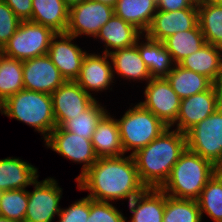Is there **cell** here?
I'll list each match as a JSON object with an SVG mask.
<instances>
[{
	"instance_id": "6da1fadb",
	"label": "cell",
	"mask_w": 222,
	"mask_h": 222,
	"mask_svg": "<svg viewBox=\"0 0 222 222\" xmlns=\"http://www.w3.org/2000/svg\"><path fill=\"white\" fill-rule=\"evenodd\" d=\"M76 182L78 190L89 192V198L105 202L125 199L130 202L146 188L129 154L98 158Z\"/></svg>"
},
{
	"instance_id": "4316f807",
	"label": "cell",
	"mask_w": 222,
	"mask_h": 222,
	"mask_svg": "<svg viewBox=\"0 0 222 222\" xmlns=\"http://www.w3.org/2000/svg\"><path fill=\"white\" fill-rule=\"evenodd\" d=\"M166 79L181 99L207 91L214 85L206 76L185 69L179 64L174 66Z\"/></svg>"
},
{
	"instance_id": "836d02e7",
	"label": "cell",
	"mask_w": 222,
	"mask_h": 222,
	"mask_svg": "<svg viewBox=\"0 0 222 222\" xmlns=\"http://www.w3.org/2000/svg\"><path fill=\"white\" fill-rule=\"evenodd\" d=\"M28 207V190L17 189L0 192V216L24 222Z\"/></svg>"
},
{
	"instance_id": "d4e9b609",
	"label": "cell",
	"mask_w": 222,
	"mask_h": 222,
	"mask_svg": "<svg viewBox=\"0 0 222 222\" xmlns=\"http://www.w3.org/2000/svg\"><path fill=\"white\" fill-rule=\"evenodd\" d=\"M69 7L64 0H32L29 21L51 28L55 33H66Z\"/></svg>"
},
{
	"instance_id": "ffe728a7",
	"label": "cell",
	"mask_w": 222,
	"mask_h": 222,
	"mask_svg": "<svg viewBox=\"0 0 222 222\" xmlns=\"http://www.w3.org/2000/svg\"><path fill=\"white\" fill-rule=\"evenodd\" d=\"M128 206L132 217L126 222H163L165 192L161 188H145Z\"/></svg>"
},
{
	"instance_id": "2e32d148",
	"label": "cell",
	"mask_w": 222,
	"mask_h": 222,
	"mask_svg": "<svg viewBox=\"0 0 222 222\" xmlns=\"http://www.w3.org/2000/svg\"><path fill=\"white\" fill-rule=\"evenodd\" d=\"M65 81L47 54L23 61L24 89L52 94Z\"/></svg>"
},
{
	"instance_id": "ac0fdd59",
	"label": "cell",
	"mask_w": 222,
	"mask_h": 222,
	"mask_svg": "<svg viewBox=\"0 0 222 222\" xmlns=\"http://www.w3.org/2000/svg\"><path fill=\"white\" fill-rule=\"evenodd\" d=\"M141 36L143 33L140 30L113 14L94 39L104 43V51L101 53L109 54L114 50L135 45Z\"/></svg>"
},
{
	"instance_id": "9a60e30c",
	"label": "cell",
	"mask_w": 222,
	"mask_h": 222,
	"mask_svg": "<svg viewBox=\"0 0 222 222\" xmlns=\"http://www.w3.org/2000/svg\"><path fill=\"white\" fill-rule=\"evenodd\" d=\"M197 24L198 6L195 2L187 9L170 12L157 10L144 35L150 39L163 42L173 34L193 29Z\"/></svg>"
},
{
	"instance_id": "5b68a950",
	"label": "cell",
	"mask_w": 222,
	"mask_h": 222,
	"mask_svg": "<svg viewBox=\"0 0 222 222\" xmlns=\"http://www.w3.org/2000/svg\"><path fill=\"white\" fill-rule=\"evenodd\" d=\"M124 153L135 154L147 146L168 128L152 112L143 108L139 103L116 119ZM132 151V152H131Z\"/></svg>"
},
{
	"instance_id": "e0dca14e",
	"label": "cell",
	"mask_w": 222,
	"mask_h": 222,
	"mask_svg": "<svg viewBox=\"0 0 222 222\" xmlns=\"http://www.w3.org/2000/svg\"><path fill=\"white\" fill-rule=\"evenodd\" d=\"M114 79L109 55L87 52L82 61L80 75L75 81L90 96H93L94 91L98 93L108 90L112 83H115Z\"/></svg>"
},
{
	"instance_id": "f6af8a7d",
	"label": "cell",
	"mask_w": 222,
	"mask_h": 222,
	"mask_svg": "<svg viewBox=\"0 0 222 222\" xmlns=\"http://www.w3.org/2000/svg\"><path fill=\"white\" fill-rule=\"evenodd\" d=\"M196 3H199L201 1H205V0H194Z\"/></svg>"
},
{
	"instance_id": "7c38bea8",
	"label": "cell",
	"mask_w": 222,
	"mask_h": 222,
	"mask_svg": "<svg viewBox=\"0 0 222 222\" xmlns=\"http://www.w3.org/2000/svg\"><path fill=\"white\" fill-rule=\"evenodd\" d=\"M145 84V99L139 104L171 127L177 119L181 98L166 78H152Z\"/></svg>"
},
{
	"instance_id": "8d00e7d4",
	"label": "cell",
	"mask_w": 222,
	"mask_h": 222,
	"mask_svg": "<svg viewBox=\"0 0 222 222\" xmlns=\"http://www.w3.org/2000/svg\"><path fill=\"white\" fill-rule=\"evenodd\" d=\"M90 214V198L83 197L68 208H61L58 222H86Z\"/></svg>"
},
{
	"instance_id": "603a6c76",
	"label": "cell",
	"mask_w": 222,
	"mask_h": 222,
	"mask_svg": "<svg viewBox=\"0 0 222 222\" xmlns=\"http://www.w3.org/2000/svg\"><path fill=\"white\" fill-rule=\"evenodd\" d=\"M140 39L136 46L151 78H166L176 65L171 54L161 41L150 39L144 34Z\"/></svg>"
},
{
	"instance_id": "277c9868",
	"label": "cell",
	"mask_w": 222,
	"mask_h": 222,
	"mask_svg": "<svg viewBox=\"0 0 222 222\" xmlns=\"http://www.w3.org/2000/svg\"><path fill=\"white\" fill-rule=\"evenodd\" d=\"M0 113L35 128L44 140L56 127L51 94L22 89L0 105Z\"/></svg>"
},
{
	"instance_id": "b9f144b4",
	"label": "cell",
	"mask_w": 222,
	"mask_h": 222,
	"mask_svg": "<svg viewBox=\"0 0 222 222\" xmlns=\"http://www.w3.org/2000/svg\"><path fill=\"white\" fill-rule=\"evenodd\" d=\"M0 222H19V221L8 219L6 217L0 216Z\"/></svg>"
},
{
	"instance_id": "9c48e42d",
	"label": "cell",
	"mask_w": 222,
	"mask_h": 222,
	"mask_svg": "<svg viewBox=\"0 0 222 222\" xmlns=\"http://www.w3.org/2000/svg\"><path fill=\"white\" fill-rule=\"evenodd\" d=\"M222 105V85L214 84L209 90L181 99L179 112L171 128L186 133L214 113Z\"/></svg>"
},
{
	"instance_id": "30bf717a",
	"label": "cell",
	"mask_w": 222,
	"mask_h": 222,
	"mask_svg": "<svg viewBox=\"0 0 222 222\" xmlns=\"http://www.w3.org/2000/svg\"><path fill=\"white\" fill-rule=\"evenodd\" d=\"M33 191H28V207L24 222H53L55 215H59L63 189L57 180L48 177L42 181L38 178L32 183Z\"/></svg>"
},
{
	"instance_id": "7402d4cb",
	"label": "cell",
	"mask_w": 222,
	"mask_h": 222,
	"mask_svg": "<svg viewBox=\"0 0 222 222\" xmlns=\"http://www.w3.org/2000/svg\"><path fill=\"white\" fill-rule=\"evenodd\" d=\"M39 178L38 169L16 157L0 159V192L26 189Z\"/></svg>"
},
{
	"instance_id": "4dcf8cb0",
	"label": "cell",
	"mask_w": 222,
	"mask_h": 222,
	"mask_svg": "<svg viewBox=\"0 0 222 222\" xmlns=\"http://www.w3.org/2000/svg\"><path fill=\"white\" fill-rule=\"evenodd\" d=\"M201 217L205 213L214 222H222V174L216 173L209 179L197 199Z\"/></svg>"
},
{
	"instance_id": "4fadbf2b",
	"label": "cell",
	"mask_w": 222,
	"mask_h": 222,
	"mask_svg": "<svg viewBox=\"0 0 222 222\" xmlns=\"http://www.w3.org/2000/svg\"><path fill=\"white\" fill-rule=\"evenodd\" d=\"M51 98L56 127L84 112L97 100L73 80L65 81L51 94Z\"/></svg>"
},
{
	"instance_id": "52a82bcc",
	"label": "cell",
	"mask_w": 222,
	"mask_h": 222,
	"mask_svg": "<svg viewBox=\"0 0 222 222\" xmlns=\"http://www.w3.org/2000/svg\"><path fill=\"white\" fill-rule=\"evenodd\" d=\"M185 135L190 151L218 167L222 162V105Z\"/></svg>"
},
{
	"instance_id": "ee69618b",
	"label": "cell",
	"mask_w": 222,
	"mask_h": 222,
	"mask_svg": "<svg viewBox=\"0 0 222 222\" xmlns=\"http://www.w3.org/2000/svg\"><path fill=\"white\" fill-rule=\"evenodd\" d=\"M211 1H213V2H215V3H217V4L222 5V0H211Z\"/></svg>"
},
{
	"instance_id": "3957f363",
	"label": "cell",
	"mask_w": 222,
	"mask_h": 222,
	"mask_svg": "<svg viewBox=\"0 0 222 222\" xmlns=\"http://www.w3.org/2000/svg\"><path fill=\"white\" fill-rule=\"evenodd\" d=\"M216 171L211 161L186 148L161 189L173 198L197 200Z\"/></svg>"
},
{
	"instance_id": "484cf974",
	"label": "cell",
	"mask_w": 222,
	"mask_h": 222,
	"mask_svg": "<svg viewBox=\"0 0 222 222\" xmlns=\"http://www.w3.org/2000/svg\"><path fill=\"white\" fill-rule=\"evenodd\" d=\"M157 12L156 0H117L114 14L133 25L143 34Z\"/></svg>"
},
{
	"instance_id": "44dd1931",
	"label": "cell",
	"mask_w": 222,
	"mask_h": 222,
	"mask_svg": "<svg viewBox=\"0 0 222 222\" xmlns=\"http://www.w3.org/2000/svg\"><path fill=\"white\" fill-rule=\"evenodd\" d=\"M112 64L113 76L124 78L123 80L145 81L151 80V76L143 59L141 58L138 47L135 45L112 51L108 54Z\"/></svg>"
},
{
	"instance_id": "f35d334b",
	"label": "cell",
	"mask_w": 222,
	"mask_h": 222,
	"mask_svg": "<svg viewBox=\"0 0 222 222\" xmlns=\"http://www.w3.org/2000/svg\"><path fill=\"white\" fill-rule=\"evenodd\" d=\"M194 3V0H158L157 10L170 12L174 10L187 9Z\"/></svg>"
},
{
	"instance_id": "8fae6325",
	"label": "cell",
	"mask_w": 222,
	"mask_h": 222,
	"mask_svg": "<svg viewBox=\"0 0 222 222\" xmlns=\"http://www.w3.org/2000/svg\"><path fill=\"white\" fill-rule=\"evenodd\" d=\"M114 14V8L86 0L69 8L66 33L74 37L90 36L95 38L99 30Z\"/></svg>"
},
{
	"instance_id": "e575fe53",
	"label": "cell",
	"mask_w": 222,
	"mask_h": 222,
	"mask_svg": "<svg viewBox=\"0 0 222 222\" xmlns=\"http://www.w3.org/2000/svg\"><path fill=\"white\" fill-rule=\"evenodd\" d=\"M127 217L111 202L90 198V214L86 222H126Z\"/></svg>"
},
{
	"instance_id": "ab89813d",
	"label": "cell",
	"mask_w": 222,
	"mask_h": 222,
	"mask_svg": "<svg viewBox=\"0 0 222 222\" xmlns=\"http://www.w3.org/2000/svg\"><path fill=\"white\" fill-rule=\"evenodd\" d=\"M91 1H95V2H100L102 4H106L109 5L111 7H115L117 0H91Z\"/></svg>"
},
{
	"instance_id": "1f68e13d",
	"label": "cell",
	"mask_w": 222,
	"mask_h": 222,
	"mask_svg": "<svg viewBox=\"0 0 222 222\" xmlns=\"http://www.w3.org/2000/svg\"><path fill=\"white\" fill-rule=\"evenodd\" d=\"M101 105L99 100H96L84 112L72 117V119H68L61 128L65 131L80 135L81 137L83 136L84 138L92 139L98 123L108 113L106 107Z\"/></svg>"
},
{
	"instance_id": "8992f818",
	"label": "cell",
	"mask_w": 222,
	"mask_h": 222,
	"mask_svg": "<svg viewBox=\"0 0 222 222\" xmlns=\"http://www.w3.org/2000/svg\"><path fill=\"white\" fill-rule=\"evenodd\" d=\"M55 34L51 28L41 24L20 21L15 34L3 47L2 54L20 61L46 55Z\"/></svg>"
},
{
	"instance_id": "ba28073f",
	"label": "cell",
	"mask_w": 222,
	"mask_h": 222,
	"mask_svg": "<svg viewBox=\"0 0 222 222\" xmlns=\"http://www.w3.org/2000/svg\"><path fill=\"white\" fill-rule=\"evenodd\" d=\"M44 142L48 149L50 148L65 159L73 163L83 164L81 173L75 180L90 169L98 159L91 139L65 131L61 127H55Z\"/></svg>"
},
{
	"instance_id": "7a4b0ae2",
	"label": "cell",
	"mask_w": 222,
	"mask_h": 222,
	"mask_svg": "<svg viewBox=\"0 0 222 222\" xmlns=\"http://www.w3.org/2000/svg\"><path fill=\"white\" fill-rule=\"evenodd\" d=\"M186 148V135L168 127L147 146L133 154L142 184L146 188H161Z\"/></svg>"
},
{
	"instance_id": "d6a6232c",
	"label": "cell",
	"mask_w": 222,
	"mask_h": 222,
	"mask_svg": "<svg viewBox=\"0 0 222 222\" xmlns=\"http://www.w3.org/2000/svg\"><path fill=\"white\" fill-rule=\"evenodd\" d=\"M197 200L177 199L165 193L163 222H202Z\"/></svg>"
},
{
	"instance_id": "60d3db41",
	"label": "cell",
	"mask_w": 222,
	"mask_h": 222,
	"mask_svg": "<svg viewBox=\"0 0 222 222\" xmlns=\"http://www.w3.org/2000/svg\"><path fill=\"white\" fill-rule=\"evenodd\" d=\"M86 0H64V3L70 8L75 4L82 3Z\"/></svg>"
},
{
	"instance_id": "d6986e66",
	"label": "cell",
	"mask_w": 222,
	"mask_h": 222,
	"mask_svg": "<svg viewBox=\"0 0 222 222\" xmlns=\"http://www.w3.org/2000/svg\"><path fill=\"white\" fill-rule=\"evenodd\" d=\"M179 65L222 85V48L204 44L198 51L184 58Z\"/></svg>"
},
{
	"instance_id": "f546056e",
	"label": "cell",
	"mask_w": 222,
	"mask_h": 222,
	"mask_svg": "<svg viewBox=\"0 0 222 222\" xmlns=\"http://www.w3.org/2000/svg\"><path fill=\"white\" fill-rule=\"evenodd\" d=\"M24 89L23 61L0 55V105Z\"/></svg>"
},
{
	"instance_id": "74e56055",
	"label": "cell",
	"mask_w": 222,
	"mask_h": 222,
	"mask_svg": "<svg viewBox=\"0 0 222 222\" xmlns=\"http://www.w3.org/2000/svg\"><path fill=\"white\" fill-rule=\"evenodd\" d=\"M21 20L27 21L32 16V0H3Z\"/></svg>"
},
{
	"instance_id": "d590c367",
	"label": "cell",
	"mask_w": 222,
	"mask_h": 222,
	"mask_svg": "<svg viewBox=\"0 0 222 222\" xmlns=\"http://www.w3.org/2000/svg\"><path fill=\"white\" fill-rule=\"evenodd\" d=\"M20 19L14 14L12 9L0 0V49L7 44L9 39L15 34L20 24Z\"/></svg>"
},
{
	"instance_id": "cb8c5ba5",
	"label": "cell",
	"mask_w": 222,
	"mask_h": 222,
	"mask_svg": "<svg viewBox=\"0 0 222 222\" xmlns=\"http://www.w3.org/2000/svg\"><path fill=\"white\" fill-rule=\"evenodd\" d=\"M113 117L108 112L98 123L93 133L91 141L98 158L125 155L119 127L115 117Z\"/></svg>"
},
{
	"instance_id": "5bb4252c",
	"label": "cell",
	"mask_w": 222,
	"mask_h": 222,
	"mask_svg": "<svg viewBox=\"0 0 222 222\" xmlns=\"http://www.w3.org/2000/svg\"><path fill=\"white\" fill-rule=\"evenodd\" d=\"M74 39L76 37L67 33H56L47 53L66 81H75L79 77L83 58L87 54L74 43Z\"/></svg>"
},
{
	"instance_id": "83f0119b",
	"label": "cell",
	"mask_w": 222,
	"mask_h": 222,
	"mask_svg": "<svg viewBox=\"0 0 222 222\" xmlns=\"http://www.w3.org/2000/svg\"><path fill=\"white\" fill-rule=\"evenodd\" d=\"M197 6L198 24L205 42L222 48V5L205 0Z\"/></svg>"
},
{
	"instance_id": "7bdbcfd3",
	"label": "cell",
	"mask_w": 222,
	"mask_h": 222,
	"mask_svg": "<svg viewBox=\"0 0 222 222\" xmlns=\"http://www.w3.org/2000/svg\"><path fill=\"white\" fill-rule=\"evenodd\" d=\"M217 171L222 174V162H221L220 165L217 167Z\"/></svg>"
},
{
	"instance_id": "f1b7e54d",
	"label": "cell",
	"mask_w": 222,
	"mask_h": 222,
	"mask_svg": "<svg viewBox=\"0 0 222 222\" xmlns=\"http://www.w3.org/2000/svg\"><path fill=\"white\" fill-rule=\"evenodd\" d=\"M163 44L171 54L174 63L179 64L184 58L198 51L206 42L197 24L191 30L180 31L166 38Z\"/></svg>"
}]
</instances>
